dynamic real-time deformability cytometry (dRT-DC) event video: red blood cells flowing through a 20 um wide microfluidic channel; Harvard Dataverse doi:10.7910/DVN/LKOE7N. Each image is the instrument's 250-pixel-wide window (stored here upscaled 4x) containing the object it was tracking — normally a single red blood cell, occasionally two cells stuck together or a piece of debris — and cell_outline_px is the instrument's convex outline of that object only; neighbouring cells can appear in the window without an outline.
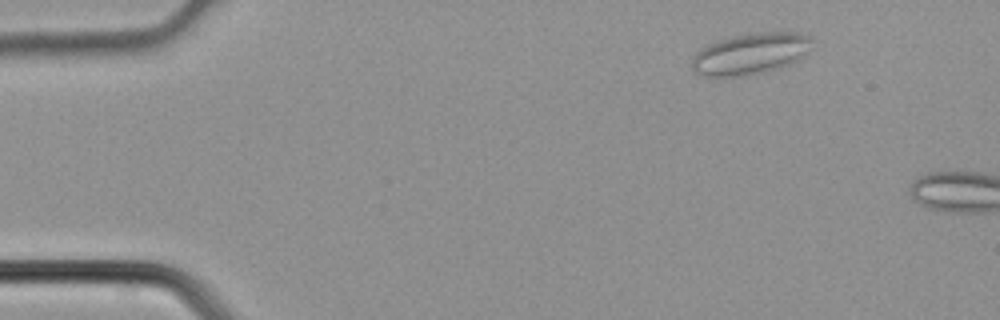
{"species": "common noctule bat (a hibernating species)", "species_latin": "Nyctalus noctula", "temperature_condition": "cold", "stored_images_in_passage": 2, "camera_frame_rate_fps": 3000, "um_per_image_px": 0.085, "animal": {"sex": "male", "body_mass_g": 21.5, "forearm_length_mm": 52.0}, "frame": {"image": 1, "passage_image": 1, "time_ms": 0.0, "image_size_px": [1000, 320], "cell_outline_px": [[812, 48], [800, 60], [764, 72], [744, 76], [704, 76], [696, 72], [692, 68], [692, 56], [700, 48], [708, 44], [728, 36], [756, 32], [796, 32], [808, 36], [812, 40]], "centroid_in_image_um": [63.79, 4.55], "position_along_channel_um": 21.2, "area_um2": 29.19}}